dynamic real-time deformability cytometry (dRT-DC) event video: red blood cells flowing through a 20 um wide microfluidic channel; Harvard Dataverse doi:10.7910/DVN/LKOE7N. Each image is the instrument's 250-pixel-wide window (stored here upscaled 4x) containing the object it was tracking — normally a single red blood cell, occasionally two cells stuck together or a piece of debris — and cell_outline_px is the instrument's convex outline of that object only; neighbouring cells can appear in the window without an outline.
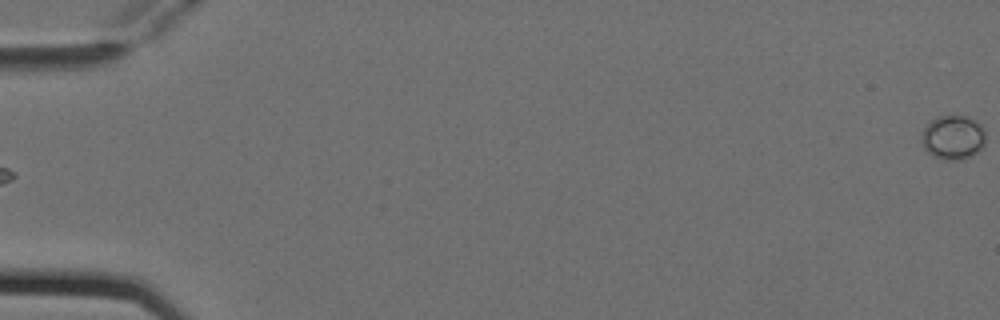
{"species": "Egyptian fruit bat (a non-hibernating species)", "species_latin": "Rousettus aegyptiacus", "temperature_condition": "cold", "stored_images_in_passage": 6, "camera_frame_rate_fps": 3000, "um_per_image_px": 0.085, "animal": {"sex": "female"}, "frame": {"image": 1, "passage_image": 6, "time_ms": 1.667, "image_size_px": [1000, 320], "cell_outline_px": [[984, 144], [972, 156], [956, 160], [944, 160], [928, 152], [924, 148], [924, 128], [928, 120], [936, 116], [968, 116], [976, 120], [984, 128]], "centroid_in_image_um": [81.03, 11.65], "position_along_channel_um": 4.0, "area_um2": 16.3}}